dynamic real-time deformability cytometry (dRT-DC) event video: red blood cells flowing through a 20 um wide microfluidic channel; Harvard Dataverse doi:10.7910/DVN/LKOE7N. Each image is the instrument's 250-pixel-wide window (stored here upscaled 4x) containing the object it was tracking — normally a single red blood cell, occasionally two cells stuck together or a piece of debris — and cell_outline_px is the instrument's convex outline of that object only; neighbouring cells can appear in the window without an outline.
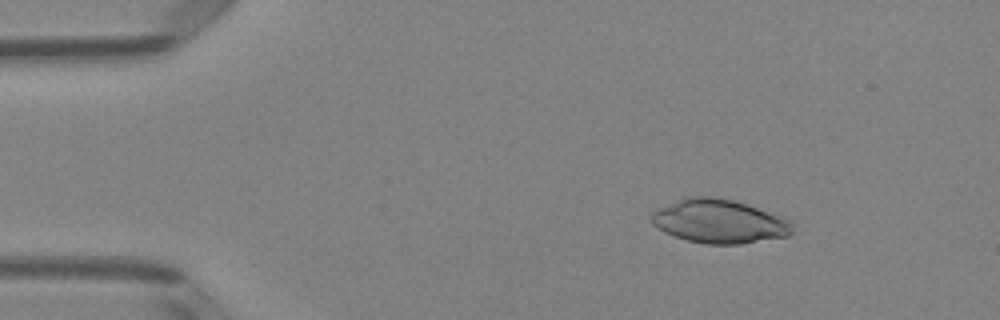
{"species": "Egyptian fruit bat (a non-hibernating species)", "species_latin": "Rousettus aegyptiacus", "temperature_condition": "room temperature", "stored_images_in_passage": 50, "camera_frame_rate_fps": 3000, "um_per_image_px": 0.085, "animal": {"sex": "female"}, "frame": {"image": 1, "passage_image": 7, "time_ms": 2.0, "image_size_px": [1000, 320], "cell_outline_px": [[792, 232], [788, 236], [740, 244], [704, 244], [688, 240], [664, 232], [652, 224], [648, 216], [656, 208], [688, 196], [712, 196], [736, 200], [792, 220]], "centroid_in_image_um": [61.11, 18.8], "position_along_channel_um": 23.9, "area_um2": 36.24}}
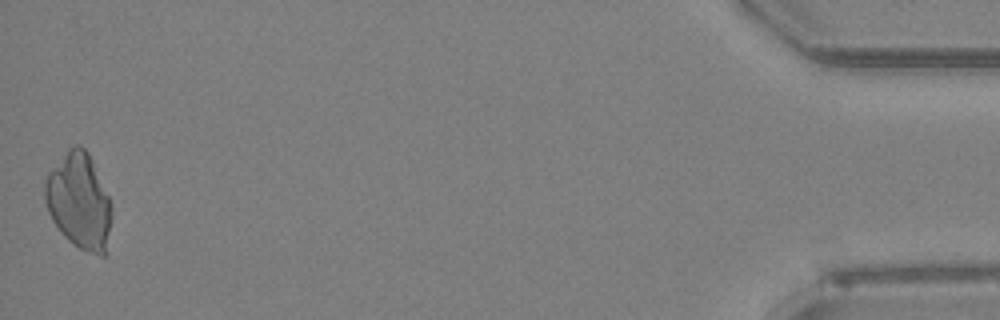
{"frame": {"image": 2, "passage_image": 50, "time_ms": 16.333, "image_size_px": [1000, 320], "cell_outline_px": [[112, 216], [104, 256], [100, 256], [88, 252], [80, 248], [68, 240], [64, 236], [52, 220], [48, 212], [44, 200], [44, 180], [48, 172], [68, 148], [72, 144], [80, 144], [88, 152], [92, 160], [112, 204]], "centroid_in_image_um": [6.71, 17.06], "position_along_channel_um": 428.5, "area_um2": 37.4}}